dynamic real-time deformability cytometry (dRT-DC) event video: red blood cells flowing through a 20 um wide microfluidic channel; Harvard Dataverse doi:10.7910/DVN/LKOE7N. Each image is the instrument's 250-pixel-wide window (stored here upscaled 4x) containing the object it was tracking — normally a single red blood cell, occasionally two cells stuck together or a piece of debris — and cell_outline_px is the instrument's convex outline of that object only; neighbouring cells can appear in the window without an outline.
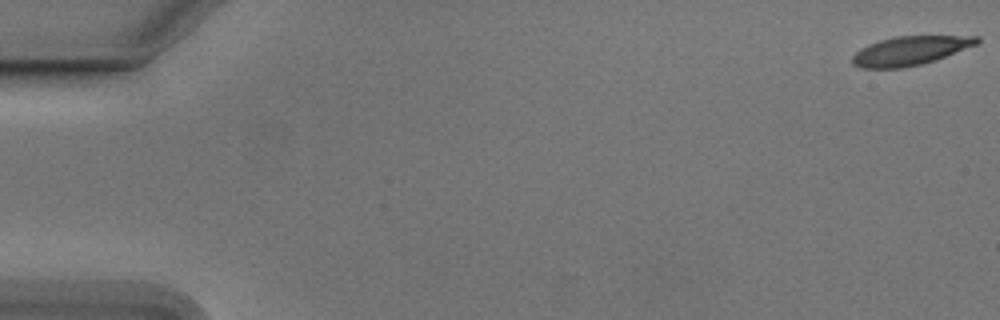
{"species": "Egyptian fruit bat (a non-hibernating species)", "species_latin": "Rousettus aegyptiacus", "temperature_condition": "cold", "stored_images_in_passage": 8, "camera_frame_rate_fps": 3000, "um_per_image_px": 0.085, "animal": {"sex": "male"}, "frame": {"image": 1, "passage_image": 1, "time_ms": 0.0, "image_size_px": [1000, 320], "cell_outline_px": [[980, 40], [976, 44], [936, 60], [920, 64], [900, 68], [860, 68], [852, 64], [852, 56], [860, 48], [868, 44], [880, 40], [896, 36], [980, 36]], "centroid_in_image_um": [77.32, 4.31], "position_along_channel_um": 7.7, "area_um2": 20.87}}